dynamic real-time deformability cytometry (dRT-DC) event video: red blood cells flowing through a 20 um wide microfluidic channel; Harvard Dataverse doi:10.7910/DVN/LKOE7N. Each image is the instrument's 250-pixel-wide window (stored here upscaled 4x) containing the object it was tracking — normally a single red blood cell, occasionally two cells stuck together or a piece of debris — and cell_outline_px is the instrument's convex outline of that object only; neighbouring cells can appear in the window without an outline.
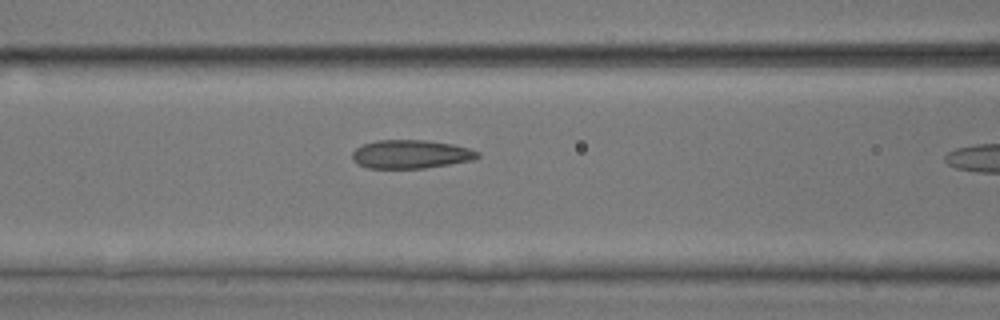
{"species": "common noctule bat (a hibernating species)", "species_latin": "Nyctalus noctula", "temperature_condition": "room temperature", "stored_images_in_passage": 11, "camera_frame_rate_fps": 3000, "um_per_image_px": 0.085, "animal": {"sex": "male", "body_mass_g": 17.9, "forearm_length_mm": 54.2}, "frame": {"image": 1, "passage_image": 10, "time_ms": 3.0, "image_size_px": [1000, 320], "cell_outline_px": [[480, 156], [472, 160], [424, 168], [368, 168], [356, 164], [352, 160], [352, 152], [356, 148], [364, 144], [376, 140], [424, 140], [452, 144], [468, 148], [480, 152]], "centroid_in_image_um": [34.88, 13.11], "position_along_channel_um": 131.7, "area_um2": 20.81}}